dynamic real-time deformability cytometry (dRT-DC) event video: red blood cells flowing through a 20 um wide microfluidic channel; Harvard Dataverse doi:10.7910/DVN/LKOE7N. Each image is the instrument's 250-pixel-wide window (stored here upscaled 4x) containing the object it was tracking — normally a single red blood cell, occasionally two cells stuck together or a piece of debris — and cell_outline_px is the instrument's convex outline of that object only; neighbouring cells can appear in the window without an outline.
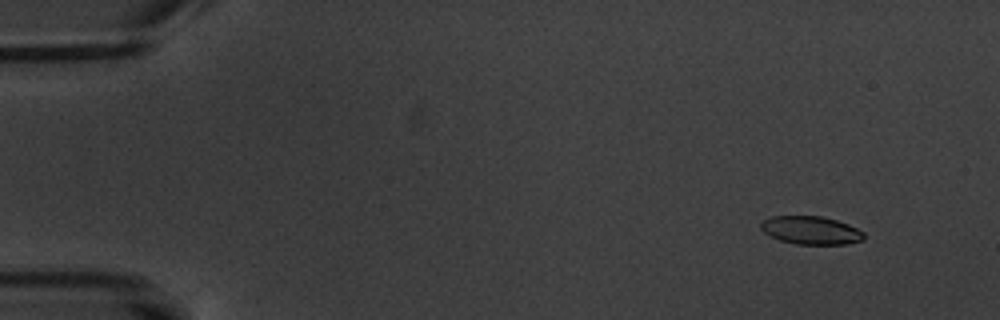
{"species": "common noctule bat (a hibernating species)", "species_latin": "Nyctalus noctula", "temperature_condition": "warm", "stored_images_in_passage": 9, "camera_frame_rate_fps": 3000, "um_per_image_px": 0.085, "animal": {"sex": "male", "body_mass_g": 20.1, "forearm_length_mm": 53.5}, "frame": {"image": 1, "passage_image": 2, "time_ms": 1.0, "image_size_px": [1000, 320], "cell_outline_px": [[864, 240], [844, 244], [796, 244], [780, 240], [764, 232], [760, 228], [760, 224], [764, 220], [772, 216], [820, 216], [836, 220], [848, 224], [864, 232]], "centroid_in_image_um": [68.93, 19.57], "position_along_channel_um": 16.1, "area_um2": 16.76}}
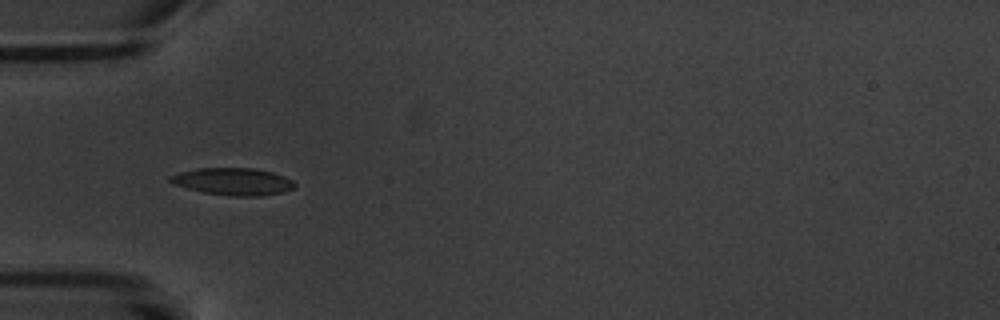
{"frame": {"image": 2, "passage_image": 6, "time_ms": 5.667, "image_size_px": [1000, 320], "cell_outline_px": [[296, 184], [292, 188], [284, 192], [260, 196], [228, 196], [204, 192], [172, 184], [168, 180], [168, 176], [180, 172], [200, 168], [252, 168], [272, 172], [284, 176], [292, 180]], "centroid_in_image_um": [19.8, 15.43], "position_along_channel_um": 65.2, "area_um2": 19.71}}
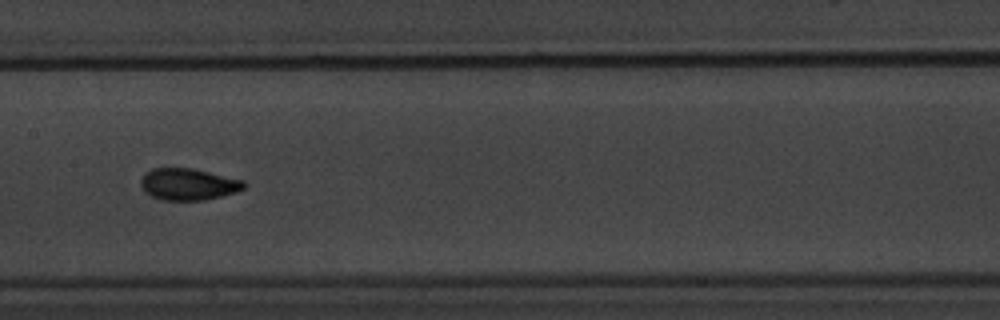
{"frame": {"image": 3, "passage_image": 9, "time_ms": 9.333, "image_size_px": [1000, 320], "cell_outline_px": [[248, 184], [244, 188], [236, 192], [204, 200], [160, 200], [144, 192], [140, 184], [140, 180], [152, 168], [192, 168], [244, 180]], "centroid_in_image_um": [16.01, 15.66], "position_along_channel_um": 191.4, "area_um2": 19.07}}